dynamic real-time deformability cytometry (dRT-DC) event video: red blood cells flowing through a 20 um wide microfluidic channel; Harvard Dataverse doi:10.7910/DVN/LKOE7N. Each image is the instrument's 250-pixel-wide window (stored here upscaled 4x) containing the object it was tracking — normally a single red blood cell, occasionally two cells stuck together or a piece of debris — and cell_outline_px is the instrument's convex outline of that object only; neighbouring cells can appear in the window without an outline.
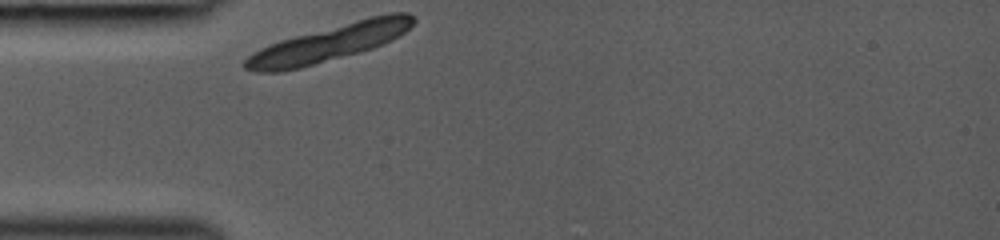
{"species": "common noctule bat (a hibernating species)", "species_latin": "Nyctalus noctula", "temperature_condition": "room temperature", "stored_images_in_passage": 26, "camera_frame_rate_fps": 3000, "um_per_image_px": 0.085, "animal": {"sex": "female", "body_mass_g": 19.0, "forearm_length_mm": 53.3}, "frame": {"image": 1, "passage_image": 1, "time_ms": 0.0, "image_size_px": [1000, 240], "cell_outline_px": [[416, 20], [404, 32], [372, 48], [360, 52], [300, 68], [276, 72], [256, 72], [244, 68], [244, 60], [248, 56], [260, 48], [268, 44], [280, 40], [356, 20], [372, 16], [392, 12], [408, 12]], "centroid_in_image_um": [27.92, 3.67], "position_along_channel_um": 57.1, "area_um2": 35.08}}